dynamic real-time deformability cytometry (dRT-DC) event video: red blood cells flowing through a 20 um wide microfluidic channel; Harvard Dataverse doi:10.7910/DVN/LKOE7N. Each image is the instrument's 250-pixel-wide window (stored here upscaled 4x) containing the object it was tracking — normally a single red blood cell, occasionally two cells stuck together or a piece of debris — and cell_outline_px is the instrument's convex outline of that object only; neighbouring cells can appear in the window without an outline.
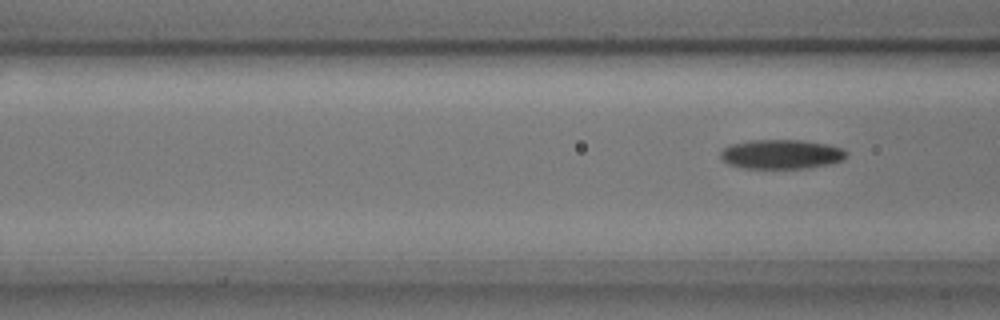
{"species": "common noctule bat (a hibernating species)", "species_latin": "Nyctalus noctula", "temperature_condition": "cold", "stored_images_in_passage": 3, "camera_frame_rate_fps": 3000, "um_per_image_px": 0.085, "animal": {"sex": "male", "body_mass_g": 17.9, "forearm_length_mm": 54.2}, "frame": {"image": 1, "passage_image": 3, "time_ms": 0.667, "image_size_px": [1000, 320], "cell_outline_px": [[848, 156], [840, 160], [828, 164], [804, 168], [744, 168], [728, 164], [720, 156], [720, 152], [724, 148], [732, 144], [748, 140], [804, 140], [828, 144], [844, 148], [848, 152]], "centroid_in_image_um": [66.43, 13.09], "position_along_channel_um": 100.2, "area_um2": 21.56}}